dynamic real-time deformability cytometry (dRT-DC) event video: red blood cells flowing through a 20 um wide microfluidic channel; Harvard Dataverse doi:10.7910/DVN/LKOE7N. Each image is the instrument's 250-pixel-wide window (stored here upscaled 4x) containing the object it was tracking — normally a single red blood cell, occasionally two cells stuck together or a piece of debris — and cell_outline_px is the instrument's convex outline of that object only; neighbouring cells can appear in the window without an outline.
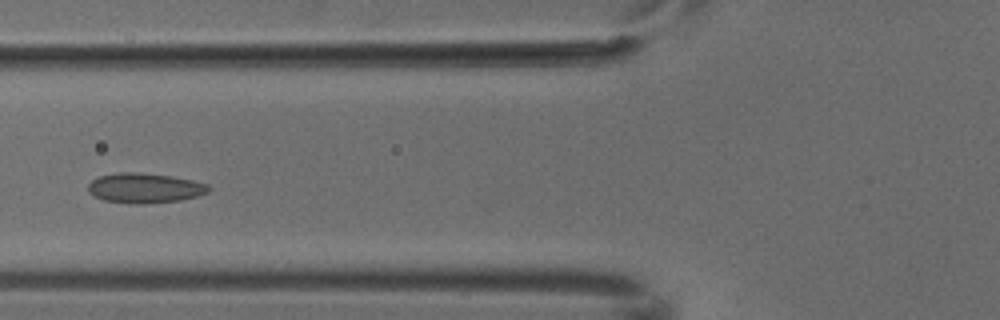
{"species": "common noctule bat (a hibernating species)", "species_latin": "Nyctalus noctula", "temperature_condition": "cold", "stored_images_in_passage": 5, "camera_frame_rate_fps": 3000, "um_per_image_px": 0.085, "animal": {"sex": "male", "body_mass_g": 18.8}, "frame": {"image": 1, "passage_image": 4, "time_ms": 1.0, "image_size_px": [1000, 320], "cell_outline_px": [[212, 188], [208, 192], [196, 196], [180, 200], [144, 204], [136, 204], [104, 200], [88, 192], [88, 184], [92, 180], [100, 176], [120, 172], [136, 172], [172, 176], [192, 180], [208, 184]], "centroid_in_image_um": [12.32, 15.98], "position_along_channel_um": 113.5, "area_um2": 20.92}}
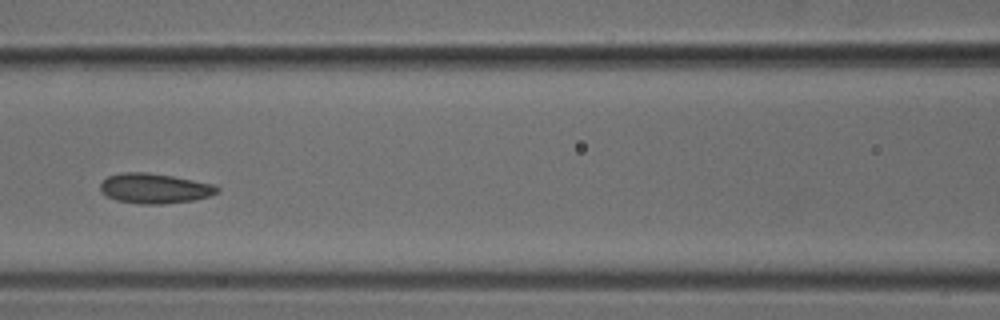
{"frame": {"image": 2, "passage_image": 5, "time_ms": 1.333, "image_size_px": [1000, 320], "cell_outline_px": [[220, 192], [196, 200], [164, 204], [140, 204], [116, 200], [100, 192], [100, 184], [108, 176], [120, 172], [148, 172], [172, 176], [216, 184], [220, 188]], "centroid_in_image_um": [13.17, 16.01], "position_along_channel_um": 153.4, "area_um2": 20.69}}